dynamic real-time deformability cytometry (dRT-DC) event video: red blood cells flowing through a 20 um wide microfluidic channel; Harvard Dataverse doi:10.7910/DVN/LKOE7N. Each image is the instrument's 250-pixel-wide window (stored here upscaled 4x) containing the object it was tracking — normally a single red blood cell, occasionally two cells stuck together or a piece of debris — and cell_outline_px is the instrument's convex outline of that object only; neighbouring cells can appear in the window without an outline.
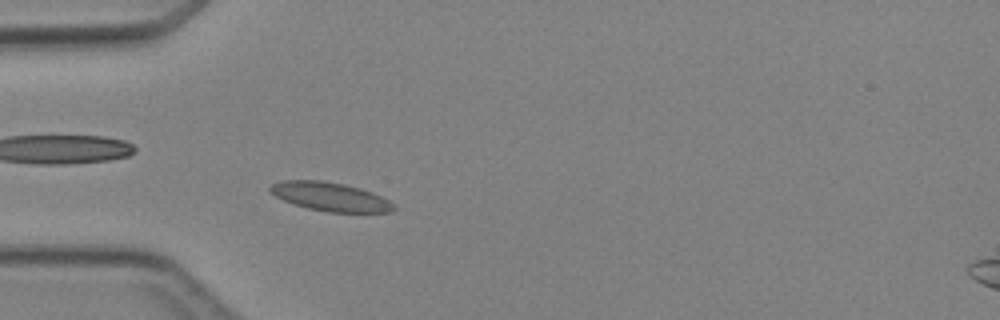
{"species": "Egyptian fruit bat (a non-hibernating species)", "species_latin": "Rousettus aegyptiacus", "temperature_condition": "cold", "stored_images_in_passage": 1, "camera_frame_rate_fps": 3000, "um_per_image_px": 0.085, "animal": {"sex": "female"}, "frame": {"image": 1, "passage_image": 1, "time_ms": 0.0, "image_size_px": [1000, 320], "cell_outline_px": [[396, 208], [392, 212], [328, 212], [308, 208], [292, 204], [276, 196], [268, 188], [272, 184], [284, 180], [320, 180], [344, 184], [360, 188], [372, 192], [388, 200]], "centroid_in_image_um": [28.07, 16.72], "position_along_channel_um": 56.9, "area_um2": 20.52}}